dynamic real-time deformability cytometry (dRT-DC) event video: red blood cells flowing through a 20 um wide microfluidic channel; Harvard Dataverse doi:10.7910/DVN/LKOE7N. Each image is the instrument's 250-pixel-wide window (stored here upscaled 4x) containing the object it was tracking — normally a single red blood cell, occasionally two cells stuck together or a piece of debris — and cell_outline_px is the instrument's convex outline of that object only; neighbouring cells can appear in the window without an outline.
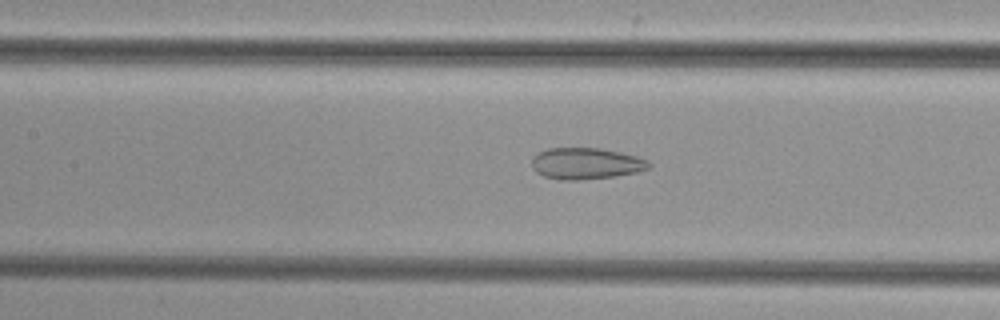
{"species": "common noctule bat (a hibernating species)", "species_latin": "Nyctalus noctula", "temperature_condition": "cold", "stored_images_in_passage": 52, "camera_frame_rate_fps": 3000, "um_per_image_px": 0.085, "animal": {"sex": "female", "body_mass_g": 29.2, "forearm_length_mm": 56.3}, "frame": {"image": 1, "passage_image": 24, "time_ms": 7.667, "image_size_px": [1000, 320], "cell_outline_px": [[652, 164], [648, 168], [636, 172], [612, 176], [580, 180], [560, 180], [544, 176], [536, 172], [532, 168], [532, 156], [548, 148], [600, 148], [620, 152], [636, 156], [648, 160]], "centroid_in_image_um": [49.78, 13.89], "position_along_channel_um": 157.6, "area_um2": 21.39}}
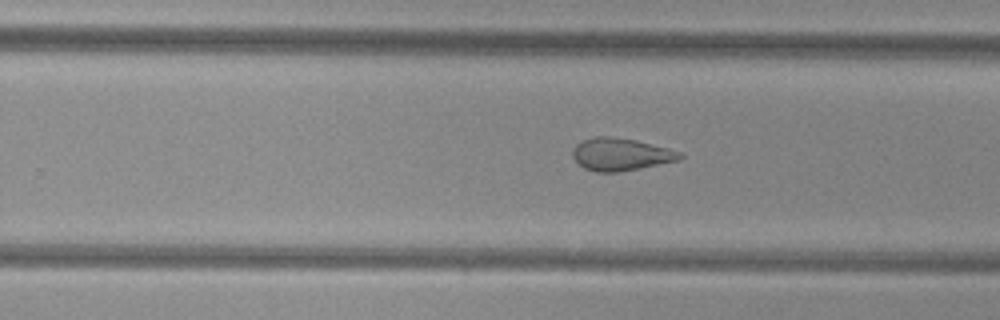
{"frame": {"image": 2, "passage_image": 33, "time_ms": 10.667, "image_size_px": [1000, 320], "cell_outline_px": [[684, 156], [680, 160], [620, 172], [596, 172], [584, 168], [572, 156], [572, 152], [576, 144], [592, 136], [608, 136], [636, 140], [668, 148], [680, 152]], "centroid_in_image_um": [52.77, 13.12], "position_along_channel_um": 277.0, "area_um2": 20.29}}
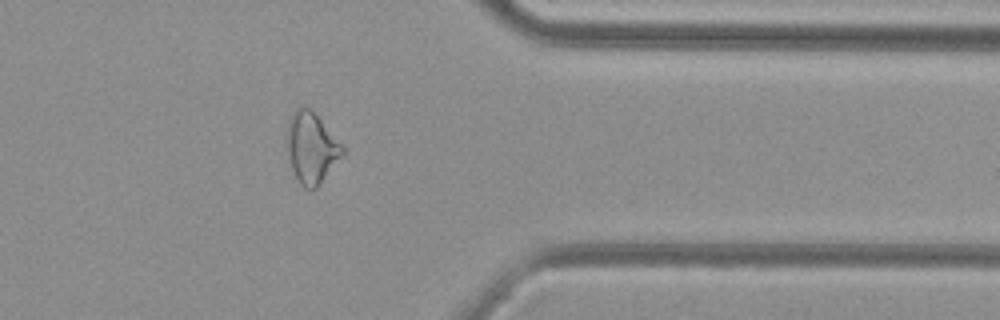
{"frame": {"image": 3, "passage_image": 42, "time_ms": 13.667, "image_size_px": [1000, 320], "cell_outline_px": [[344, 156], [320, 184], [316, 188], [304, 188], [300, 184], [292, 172], [284, 152], [284, 148], [288, 120], [296, 108], [304, 104], [320, 120], [344, 148]], "centroid_in_image_um": [26.4, 12.6], "position_along_channel_um": 385.0, "area_um2": 23.41}}